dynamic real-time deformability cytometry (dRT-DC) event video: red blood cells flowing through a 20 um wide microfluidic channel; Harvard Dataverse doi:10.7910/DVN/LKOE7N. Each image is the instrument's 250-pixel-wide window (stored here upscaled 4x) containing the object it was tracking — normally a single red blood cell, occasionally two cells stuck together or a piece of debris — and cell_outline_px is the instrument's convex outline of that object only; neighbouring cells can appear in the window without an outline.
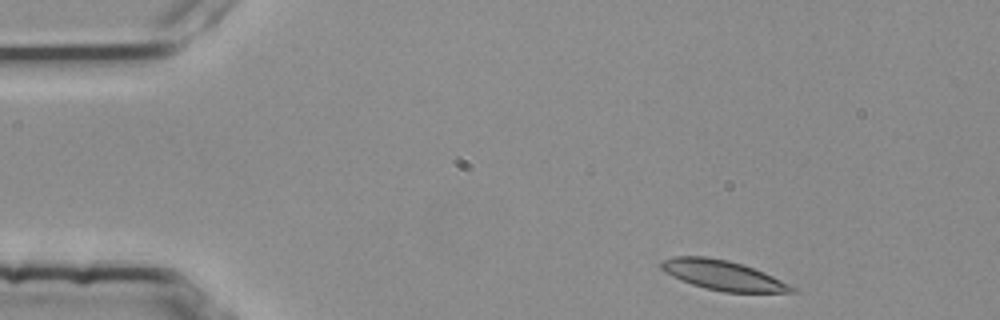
{"species": "common noctule bat (a hibernating species)", "species_latin": "Nyctalus noctula", "temperature_condition": "room temperature", "stored_images_in_passage": 4, "segment_of_instrument_passage": [1, 2], "camera_frame_rate_fps": 3000, "um_per_image_px": 0.085, "animal": {"sex": "female", "body_mass_g": 25.1}, "frame": {"image": 1, "passage_image": 1, "time_ms": 0.0, "image_size_px": [1000, 320], "cell_outline_px": [[800, 292], [724, 292], [704, 288], [680, 280], [664, 272], [660, 268], [660, 260], [672, 256], [708, 256], [728, 260], [744, 264], [764, 272], [796, 288]], "centroid_in_image_um": [61.4, 23.38], "position_along_channel_um": 23.6, "area_um2": 22.83}}
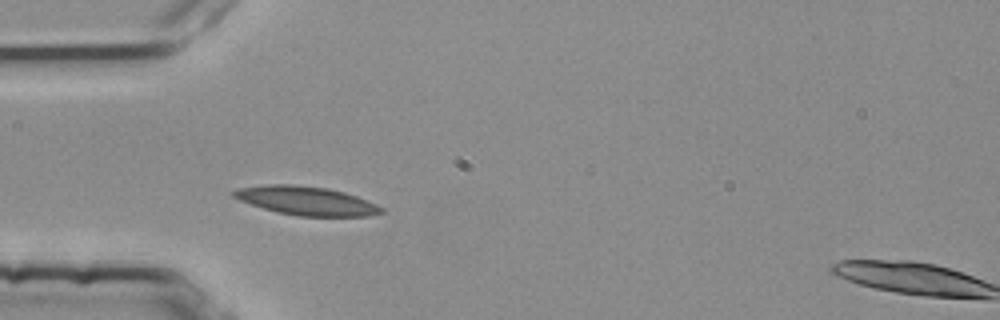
{"frame": {"image": 2, "passage_image": 3, "time_ms": 0.667, "image_size_px": [1000, 320], "cell_outline_px": [[384, 212], [368, 216], [296, 216], [276, 212], [240, 200], [232, 196], [232, 192], [240, 188], [268, 184], [292, 184], [328, 188], [344, 192], [356, 196], [376, 204], [384, 208]], "centroid_in_image_um": [26.06, 17.07], "position_along_channel_um": 58.9, "area_um2": 24.57}}